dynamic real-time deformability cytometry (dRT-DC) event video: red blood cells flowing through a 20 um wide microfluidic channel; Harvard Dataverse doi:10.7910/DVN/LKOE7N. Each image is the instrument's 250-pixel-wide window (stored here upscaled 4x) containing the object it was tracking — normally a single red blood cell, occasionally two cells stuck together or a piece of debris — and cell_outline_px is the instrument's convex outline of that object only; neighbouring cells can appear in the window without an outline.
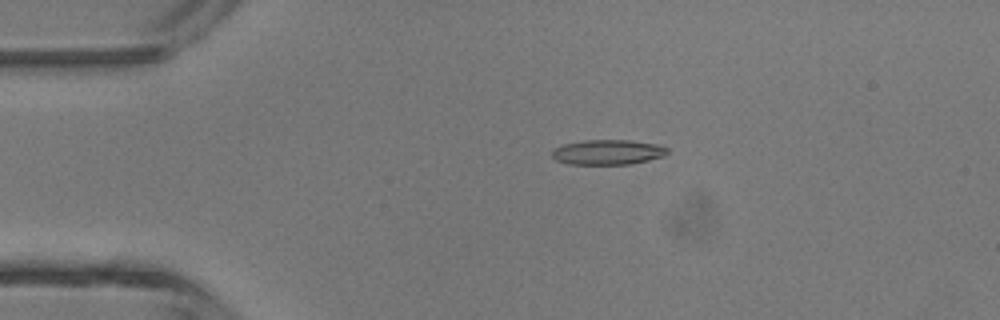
{"species": "common noctule bat (a hibernating species)", "species_latin": "Nyctalus noctula", "temperature_condition": "room temperature", "stored_images_in_passage": 4, "camera_frame_rate_fps": 3000, "um_per_image_px": 0.085, "animal": {"sex": "male", "body_mass_g": 13.3}, "frame": {"image": 1, "passage_image": 3, "time_ms": 0.667, "image_size_px": [1000, 320], "cell_outline_px": [[668, 152], [664, 156], [632, 164], [568, 164], [556, 160], [552, 156], [552, 148], [564, 144], [584, 140], [632, 140], [656, 144], [668, 148]], "centroid_in_image_um": [51.65, 12.93], "position_along_channel_um": 33.3, "area_um2": 16.88}}